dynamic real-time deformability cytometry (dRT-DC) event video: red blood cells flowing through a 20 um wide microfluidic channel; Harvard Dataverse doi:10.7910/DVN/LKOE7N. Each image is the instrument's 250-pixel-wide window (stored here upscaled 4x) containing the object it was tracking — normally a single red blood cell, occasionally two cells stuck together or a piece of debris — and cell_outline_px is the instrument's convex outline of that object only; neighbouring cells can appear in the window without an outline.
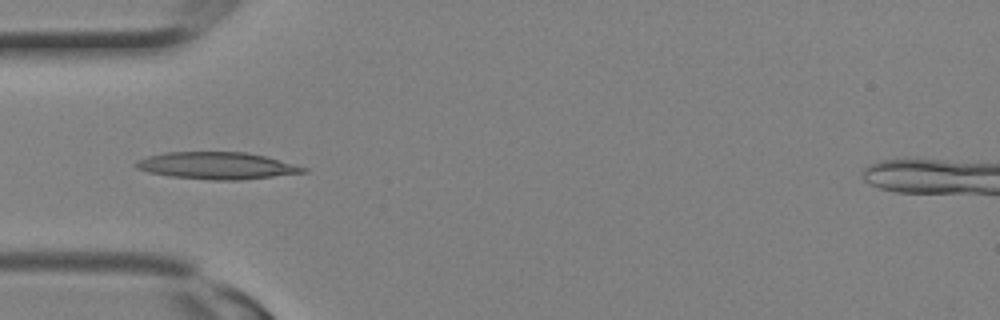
{"species": "Egyptian fruit bat (a non-hibernating species)", "species_latin": "Rousettus aegyptiacus", "temperature_condition": "room temperature", "stored_images_in_passage": 3, "camera_frame_rate_fps": 3000, "um_per_image_px": 0.085, "animal": {"sex": "female"}, "frame": {"image": 1, "passage_image": 3, "time_ms": 0.667, "image_size_px": [1000, 320], "cell_outline_px": [[308, 172], [240, 180], [216, 180], [172, 176], [148, 172], [136, 168], [132, 164], [136, 160], [148, 156], [164, 152], [244, 152], [264, 156], [308, 168]], "centroid_in_image_um": [18.4, 14.08], "position_along_channel_um": 66.6, "area_um2": 26.18}}